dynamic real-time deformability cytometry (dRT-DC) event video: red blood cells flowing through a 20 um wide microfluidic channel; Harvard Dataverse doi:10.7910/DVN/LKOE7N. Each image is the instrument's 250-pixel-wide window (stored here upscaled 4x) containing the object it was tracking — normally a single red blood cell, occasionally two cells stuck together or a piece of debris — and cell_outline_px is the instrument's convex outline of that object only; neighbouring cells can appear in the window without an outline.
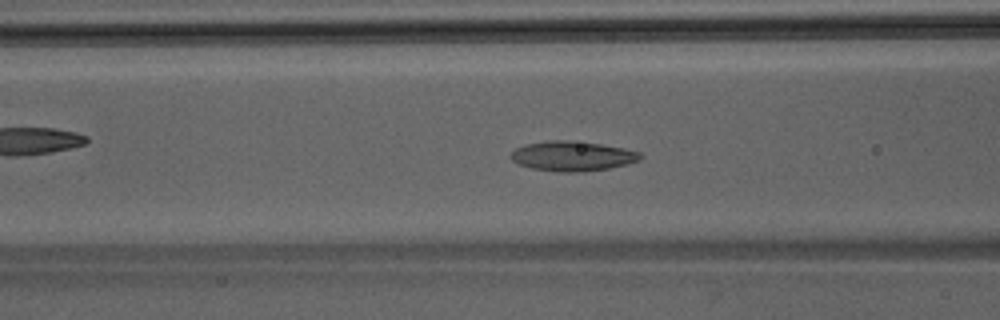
{"species": "Egyptian fruit bat (a non-hibernating species)", "species_latin": "Rousettus aegyptiacus", "temperature_condition": "room temperature", "stored_images_in_passage": 47, "camera_frame_rate_fps": 3000, "um_per_image_px": 0.085, "animal": {"sex": "male"}, "frame": {"image": 1, "passage_image": 19, "time_ms": 6.0, "image_size_px": [1000, 320], "cell_outline_px": [[644, 156], [640, 160], [628, 164], [608, 168], [584, 172], [556, 172], [532, 168], [516, 164], [508, 156], [516, 148], [524, 144], [548, 140], [564, 140], [600, 144], [624, 148], [640, 152]], "centroid_in_image_um": [48.63, 13.27], "position_along_channel_um": 118.0, "area_um2": 22.72}}
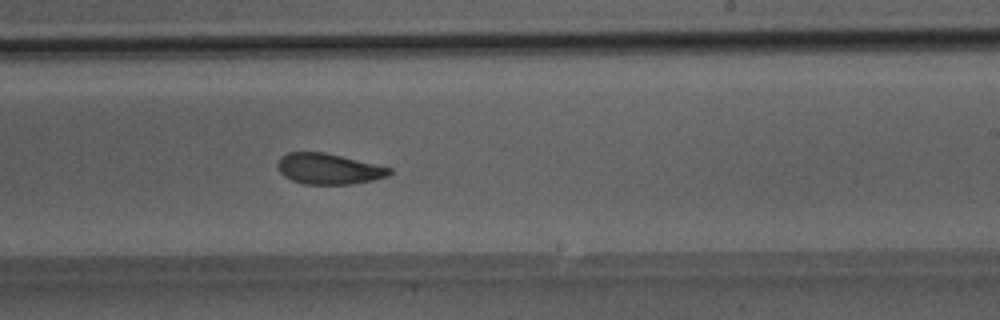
{"frame": {"image": 2, "passage_image": 29, "time_ms": 9.333, "image_size_px": [1000, 320], "cell_outline_px": [[392, 172], [388, 176], [372, 180], [352, 184], [304, 184], [292, 180], [284, 176], [280, 172], [276, 164], [280, 156], [288, 152], [324, 152], [392, 168]], "centroid_in_image_um": [27.91, 14.35], "position_along_channel_um": 261.1, "area_um2": 20.0}}
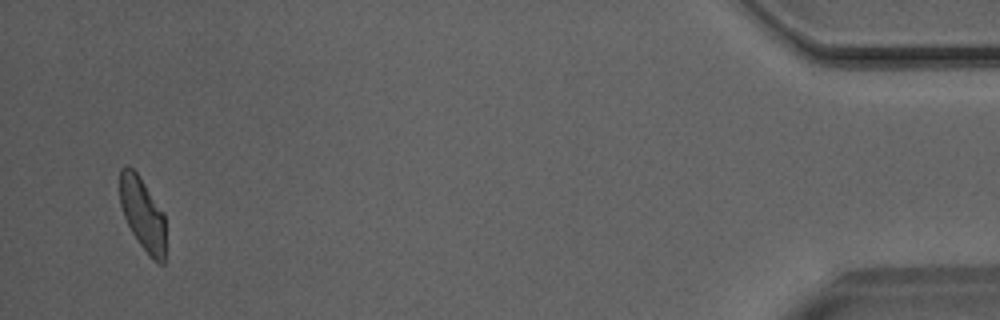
{"frame": {"image": 3, "passage_image": 46, "time_ms": 15.0, "image_size_px": [1000, 320], "cell_outline_px": [[164, 264], [160, 264], [152, 260], [148, 256], [132, 232], [124, 216], [120, 204], [120, 168], [124, 164], [128, 164], [136, 172], [164, 212]], "centroid_in_image_um": [12.11, 18.17], "position_along_channel_um": 423.1, "area_um2": 19.36}}